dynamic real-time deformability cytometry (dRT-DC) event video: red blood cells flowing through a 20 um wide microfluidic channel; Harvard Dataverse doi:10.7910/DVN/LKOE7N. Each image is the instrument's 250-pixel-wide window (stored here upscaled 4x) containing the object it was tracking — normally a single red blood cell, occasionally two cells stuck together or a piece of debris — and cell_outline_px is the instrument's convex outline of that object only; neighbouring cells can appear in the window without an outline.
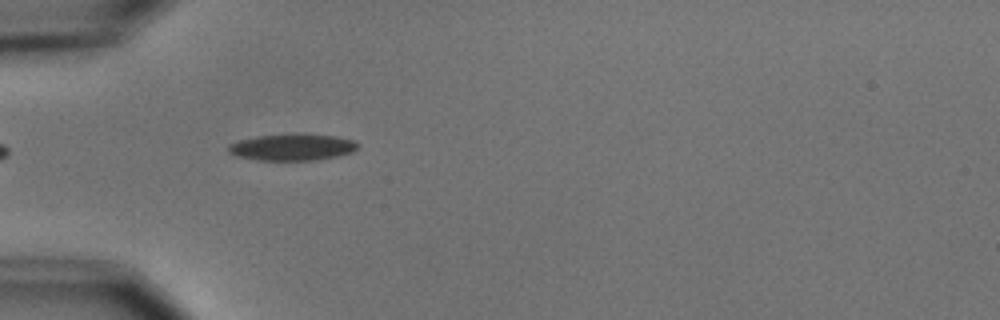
{"species": "common noctule bat (a hibernating species)", "species_latin": "Nyctalus noctula", "temperature_condition": "cold", "stored_images_in_passage": 4, "camera_frame_rate_fps": 3000, "um_per_image_px": 0.085, "animal": {"sex": "male", "body_mass_g": 15.6}, "frame": {"image": 1, "passage_image": 3, "time_ms": 2.333, "image_size_px": [1000, 320], "cell_outline_px": [[356, 148], [352, 152], [336, 156], [316, 160], [256, 160], [236, 156], [228, 152], [228, 144], [240, 140], [256, 136], [332, 136], [352, 140], [356, 144]], "centroid_in_image_um": [24.75, 12.55], "position_along_channel_um": 60.2, "area_um2": 19.07}}
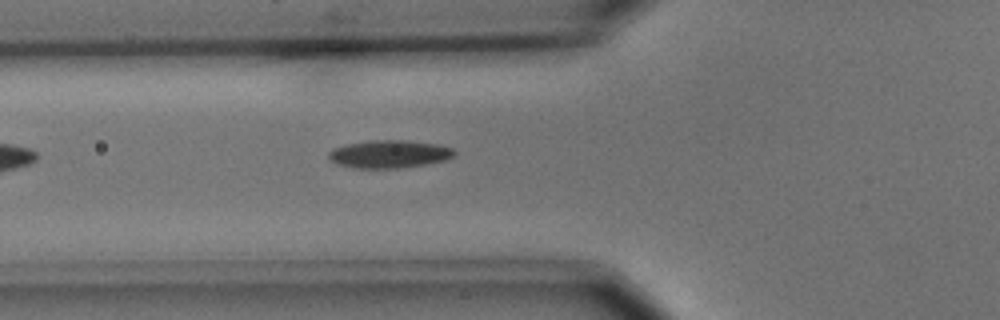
{"frame": {"image": 2, "passage_image": 4, "time_ms": 3.333, "image_size_px": [1000, 320], "cell_outline_px": [[456, 156], [444, 160], [424, 164], [400, 168], [352, 168], [336, 164], [328, 160], [328, 152], [332, 148], [344, 144], [368, 140], [404, 140], [440, 144], [452, 148], [456, 152]], "centroid_in_image_um": [33.04, 13.09], "position_along_channel_um": 92.8, "area_um2": 20.75}}